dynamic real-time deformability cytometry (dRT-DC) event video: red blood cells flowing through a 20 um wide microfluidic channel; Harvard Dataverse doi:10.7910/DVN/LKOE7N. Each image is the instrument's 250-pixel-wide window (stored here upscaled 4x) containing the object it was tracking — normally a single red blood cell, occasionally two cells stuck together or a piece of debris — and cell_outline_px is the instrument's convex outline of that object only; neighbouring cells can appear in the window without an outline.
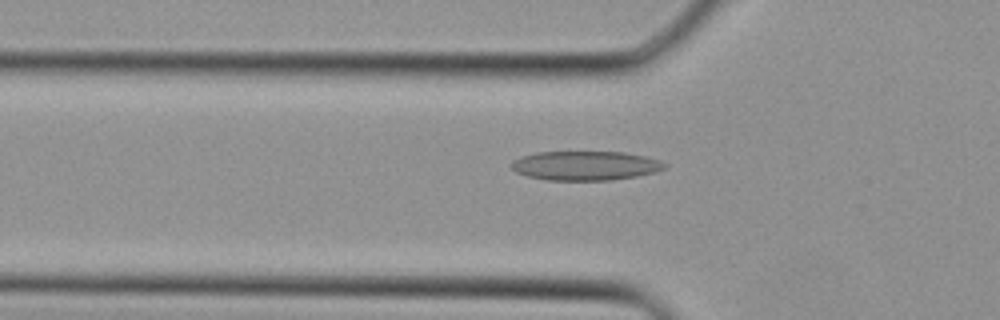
{"species": "Egyptian fruit bat (a non-hibernating species)", "species_latin": "Rousettus aegyptiacus", "temperature_condition": "cold", "stored_images_in_passage": 33, "camera_frame_rate_fps": 3000, "um_per_image_px": 0.085, "animal": {"sex": "female"}, "frame": {"image": 1, "passage_image": 12, "time_ms": 3.667, "image_size_px": [1000, 320], "cell_outline_px": [[668, 164], [664, 168], [652, 172], [636, 176], [612, 180], [548, 180], [524, 176], [516, 172], [508, 164], [512, 160], [520, 156], [536, 152], [624, 152], [644, 156], [660, 160]], "centroid_in_image_um": [49.69, 14.08], "position_along_channel_um": 76.1, "area_um2": 26.24}}
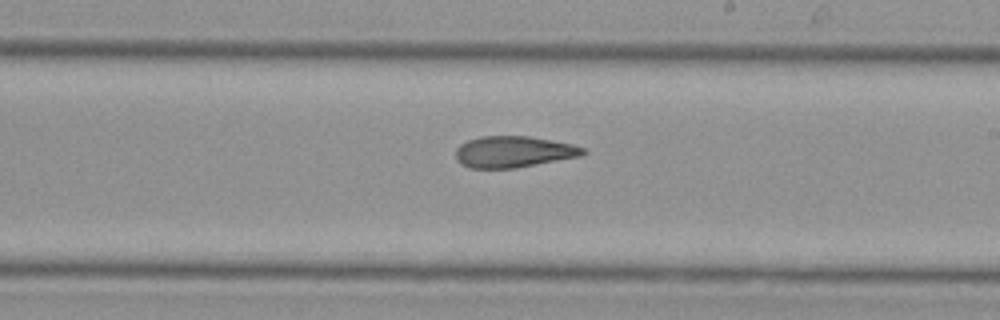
{"frame": {"image": 2, "passage_image": 21, "time_ms": 6.667, "image_size_px": [1000, 320], "cell_outline_px": [[588, 152], [580, 156], [516, 168], [468, 168], [460, 164], [456, 160], [456, 148], [460, 144], [468, 140], [480, 136], [528, 136], [552, 140], [572, 144], [584, 148]], "centroid_in_image_um": [43.62, 12.9], "position_along_channel_um": 245.4, "area_um2": 23.35}}
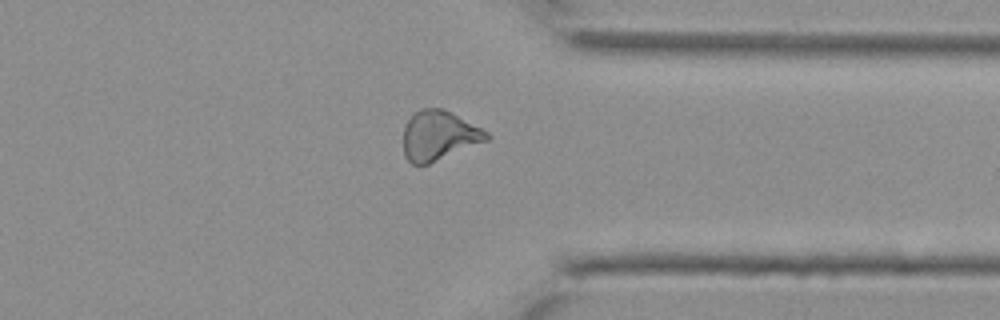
{"frame": {"image": 3, "passage_image": 28, "time_ms": 9.0, "image_size_px": [1000, 320], "cell_outline_px": [[492, 136], [488, 140], [428, 164], [412, 164], [404, 156], [404, 124], [420, 108], [444, 108], [488, 132]], "centroid_in_image_um": [37.3, 11.52], "position_along_channel_um": 374.1, "area_um2": 23.93}}